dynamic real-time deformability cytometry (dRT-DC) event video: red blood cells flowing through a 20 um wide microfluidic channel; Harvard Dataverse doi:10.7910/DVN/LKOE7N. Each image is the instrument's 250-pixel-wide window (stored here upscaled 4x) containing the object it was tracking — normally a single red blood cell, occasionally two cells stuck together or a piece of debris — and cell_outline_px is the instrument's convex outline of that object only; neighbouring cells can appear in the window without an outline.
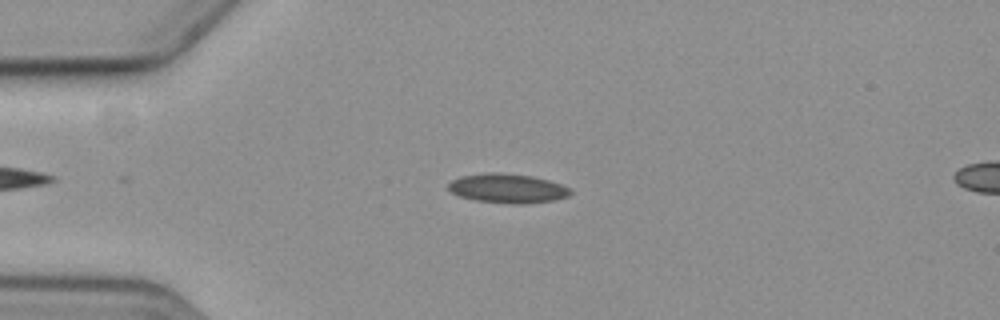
{"species": "common noctule bat (a hibernating species)", "species_latin": "Nyctalus noctula", "temperature_condition": "cold", "stored_images_in_passage": 5, "camera_frame_rate_fps": 3000, "um_per_image_px": 0.085, "animal": {"sex": "female", "body_mass_g": 19.3, "forearm_length_mm": 54.1}, "frame": {"image": 1, "passage_image": 4, "time_ms": 4.0, "image_size_px": [1000, 320], "cell_outline_px": [[572, 192], [568, 196], [552, 200], [524, 204], [512, 204], [476, 200], [460, 196], [452, 192], [448, 188], [448, 184], [452, 180], [460, 176], [484, 172], [496, 172], [532, 176], [548, 180], [560, 184], [568, 188]], "centroid_in_image_um": [43.11, 16.0], "position_along_channel_um": 41.9, "area_um2": 20.69}}